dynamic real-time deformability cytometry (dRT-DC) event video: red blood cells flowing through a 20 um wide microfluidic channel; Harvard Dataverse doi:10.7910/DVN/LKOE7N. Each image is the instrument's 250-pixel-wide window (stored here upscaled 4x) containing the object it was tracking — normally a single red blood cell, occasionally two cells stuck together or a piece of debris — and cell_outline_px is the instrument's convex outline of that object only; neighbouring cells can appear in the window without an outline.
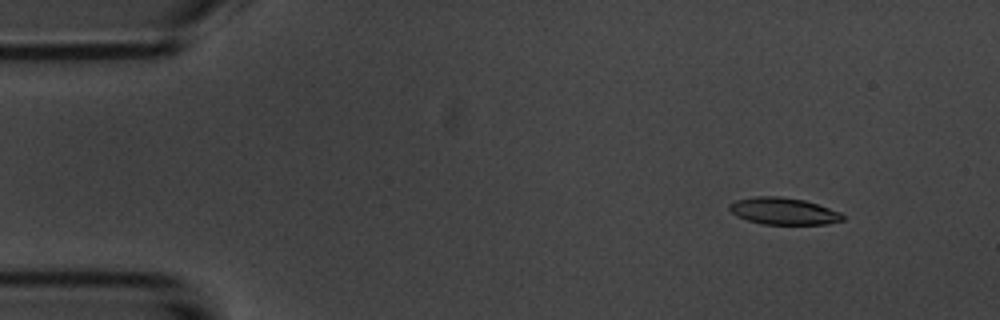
{"species": "common noctule bat (a hibernating species)", "species_latin": "Nyctalus noctula", "temperature_condition": "room temperature", "stored_images_in_passage": 49, "camera_frame_rate_fps": 3000, "um_per_image_px": 0.085, "animal": {"sex": "male", "body_mass_g": 20.1, "forearm_length_mm": 53.5}, "frame": {"image": 1, "passage_image": 1, "time_ms": 0.0, "image_size_px": [1000, 320], "cell_outline_px": [[844, 220], [824, 224], [764, 224], [748, 220], [736, 216], [728, 208], [728, 204], [736, 200], [756, 196], [780, 196], [804, 200], [840, 212], [844, 216]], "centroid_in_image_um": [66.57, 17.94], "position_along_channel_um": 18.4, "area_um2": 17.63}}
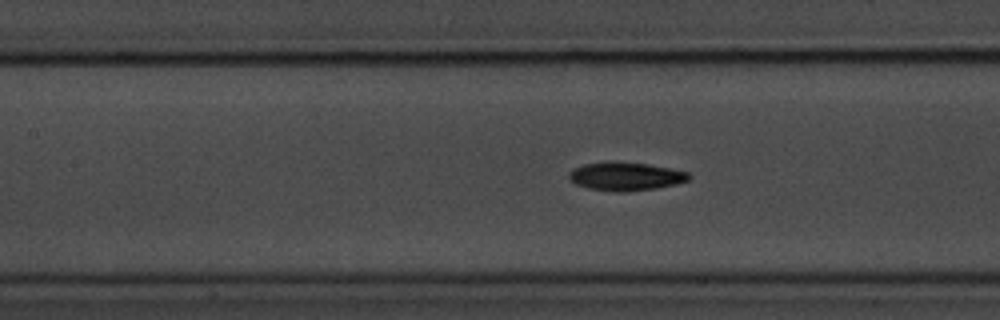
{"frame": {"image": 2, "passage_image": 19, "time_ms": 6.0, "image_size_px": [1000, 320], "cell_outline_px": [[692, 176], [688, 180], [676, 184], [656, 188], [628, 192], [616, 192], [588, 188], [576, 184], [568, 180], [568, 172], [572, 168], [584, 164], [648, 164], [688, 172]], "centroid_in_image_um": [53.17, 15.04], "position_along_channel_um": 154.2, "area_um2": 19.25}}
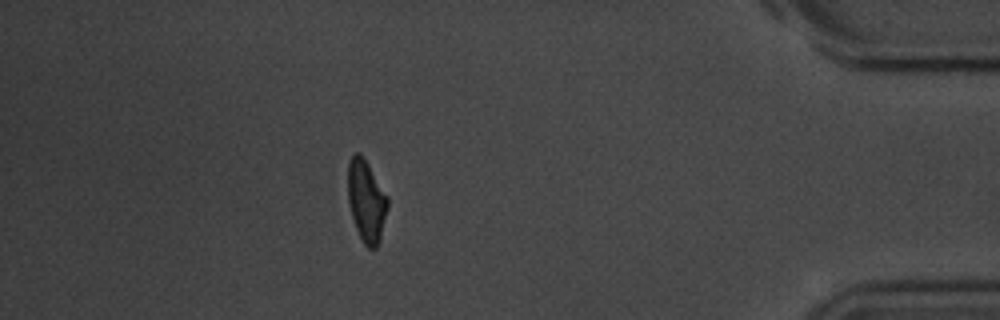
{"frame": {"image": 3, "passage_image": 43, "time_ms": 14.0, "image_size_px": [1000, 320], "cell_outline_px": [[388, 208], [380, 240], [376, 248], [368, 248], [364, 244], [356, 228], [352, 216], [348, 200], [348, 164], [352, 156], [356, 152], [360, 152], [368, 164], [388, 196]], "centroid_in_image_um": [31.15, 17.08], "position_along_channel_um": 404.0, "area_um2": 18.9}, "authors_computed_cell_mechanics": {"area_um2": 18.785, "velocity_mm_per_s": 3.7083, "shape_relaxation_time_tau1_ms": 4.0703, "shape_relaxation_time_tau2_ms": 7.1339, "deformation_change_tau1": 0.1637, "deformation_change_tau2": 0.1495}}